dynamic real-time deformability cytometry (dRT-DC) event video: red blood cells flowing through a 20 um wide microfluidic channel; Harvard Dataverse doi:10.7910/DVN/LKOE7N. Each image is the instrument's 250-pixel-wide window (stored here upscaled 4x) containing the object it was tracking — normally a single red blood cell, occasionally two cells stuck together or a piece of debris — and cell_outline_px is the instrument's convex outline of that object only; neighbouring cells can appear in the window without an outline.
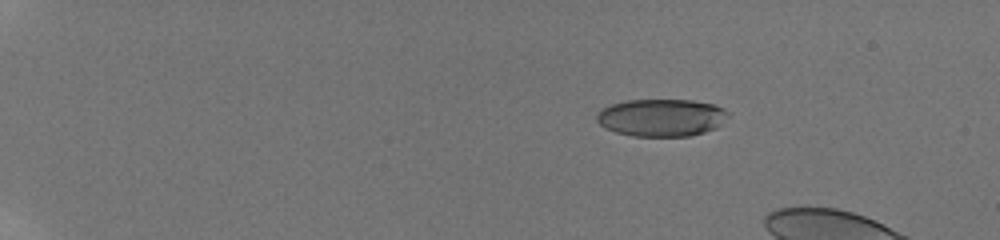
{"species": "human", "species_latin": "Homo sapiens", "temperature_condition": "room temperature", "stored_images_in_passage": 13, "camera_frame_rate_fps": 3000, "um_per_image_px": 0.085, "donor": {"sex": "male"}, "frame": {"image": 1, "passage_image": 8, "time_ms": 4.0, "image_size_px": [1000, 240], "cell_outline_px": [[728, 116], [716, 128], [692, 136], [632, 136], [616, 132], [600, 124], [596, 120], [596, 112], [600, 108], [612, 104], [628, 100], [692, 100], [716, 104], [724, 108], [728, 112]], "centroid_in_image_um": [56.22, 9.99], "position_along_channel_um": 28.8, "area_um2": 28.84}}